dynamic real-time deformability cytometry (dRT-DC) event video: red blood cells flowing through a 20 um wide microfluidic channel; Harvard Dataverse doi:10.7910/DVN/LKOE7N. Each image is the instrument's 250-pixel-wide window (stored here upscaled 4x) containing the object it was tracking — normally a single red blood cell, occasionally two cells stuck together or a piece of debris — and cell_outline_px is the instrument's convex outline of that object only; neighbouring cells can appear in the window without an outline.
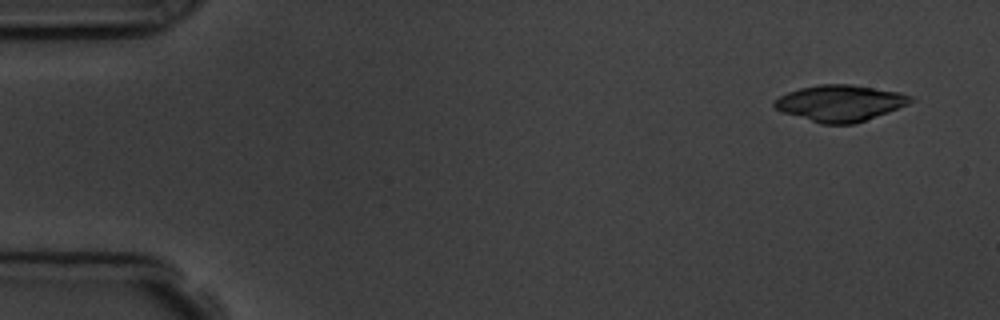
{"species": "common noctule bat (a hibernating species)", "species_latin": "Nyctalus noctula", "temperature_condition": "room temperature", "stored_images_in_passage": 5, "camera_frame_rate_fps": 3000, "um_per_image_px": 0.085, "animal": {"sex": "male", "body_mass_g": 19.5, "forearm_length_mm": 54.6}, "frame": {"image": 1, "passage_image": 1, "time_ms": 0.0, "image_size_px": [1000, 320], "cell_outline_px": [[916, 100], [908, 104], [864, 120], [852, 124], [820, 124], [780, 112], [772, 104], [780, 96], [788, 92], [800, 88], [820, 84], [852, 84], [900, 92], [916, 96]], "centroid_in_image_um": [71.41, 8.76], "position_along_channel_um": 13.6, "area_um2": 28.84}}